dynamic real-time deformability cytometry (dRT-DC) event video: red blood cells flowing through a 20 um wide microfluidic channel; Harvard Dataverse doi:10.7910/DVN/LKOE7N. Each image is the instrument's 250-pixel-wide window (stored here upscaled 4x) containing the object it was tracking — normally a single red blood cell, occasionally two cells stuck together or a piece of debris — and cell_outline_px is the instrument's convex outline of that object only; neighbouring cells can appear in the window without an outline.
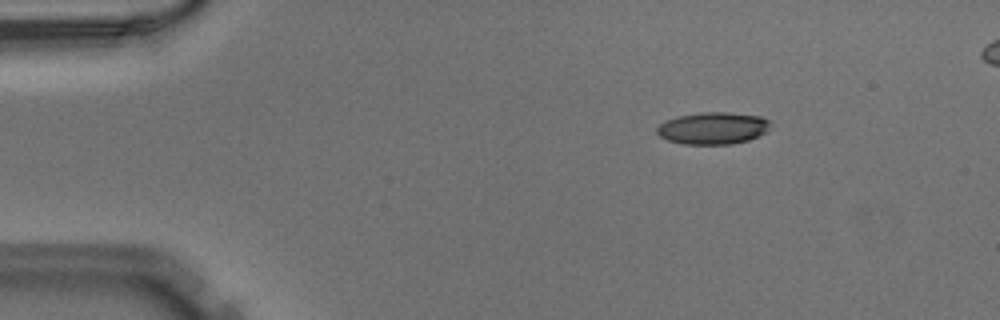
{"species": "Egyptian fruit bat (a non-hibernating species)", "species_latin": "Rousettus aegyptiacus", "temperature_condition": "warm", "stored_images_in_passage": 45, "camera_frame_rate_fps": 3000, "um_per_image_px": 0.085, "animal": {"sex": "male"}, "frame": {"image": 1, "passage_image": 2, "time_ms": 0.333, "image_size_px": [1000, 320], "cell_outline_px": [[768, 124], [764, 132], [748, 140], [732, 144], [684, 144], [668, 140], [660, 136], [656, 132], [656, 128], [664, 120], [676, 116], [700, 112], [724, 112], [760, 116], [768, 120]], "centroid_in_image_um": [60.51, 10.89], "position_along_channel_um": 24.5, "area_um2": 20.98}}
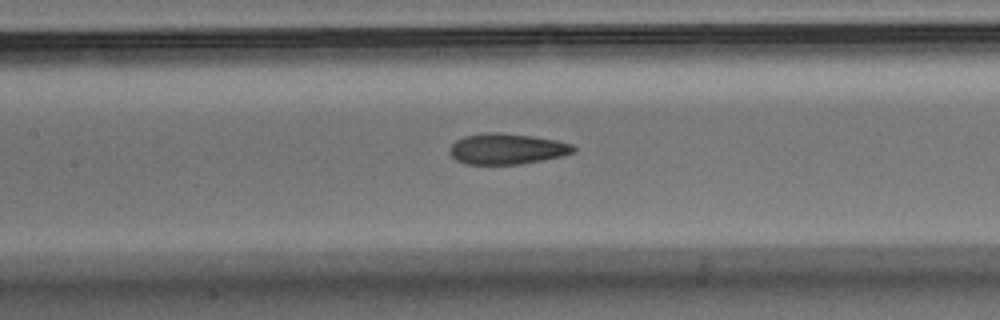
{"frame": {"image": 2, "passage_image": 18, "time_ms": 5.667, "image_size_px": [1000, 320], "cell_outline_px": [[576, 152], [564, 156], [544, 160], [520, 164], [464, 164], [456, 160], [448, 152], [448, 148], [456, 140], [464, 136], [488, 132], [496, 132], [532, 136], [556, 140], [572, 144], [576, 148]], "centroid_in_image_um": [43.09, 12.66], "position_along_channel_um": 164.3, "area_um2": 22.43}}
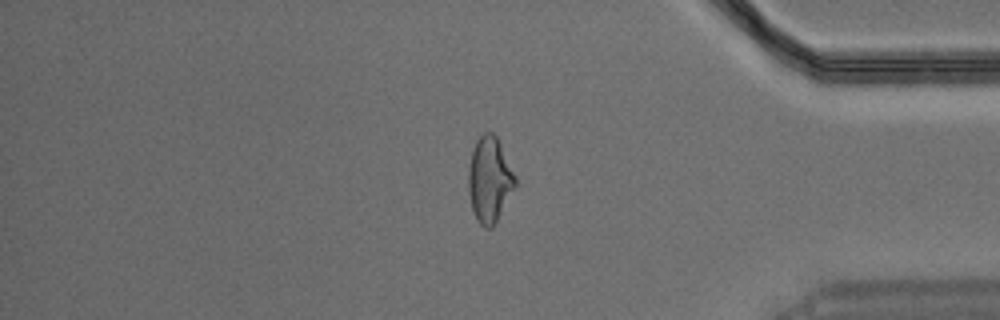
{"frame": {"image": 3, "passage_image": 37, "time_ms": 12.0, "image_size_px": [1000, 320], "cell_outline_px": [[516, 188], [496, 224], [492, 228], [484, 228], [476, 220], [472, 208], [468, 192], [468, 168], [472, 152], [476, 140], [484, 132], [492, 132], [496, 136], [516, 176]], "centroid_in_image_um": [41.62, 15.32], "position_along_channel_um": 393.6, "area_um2": 23.64}}